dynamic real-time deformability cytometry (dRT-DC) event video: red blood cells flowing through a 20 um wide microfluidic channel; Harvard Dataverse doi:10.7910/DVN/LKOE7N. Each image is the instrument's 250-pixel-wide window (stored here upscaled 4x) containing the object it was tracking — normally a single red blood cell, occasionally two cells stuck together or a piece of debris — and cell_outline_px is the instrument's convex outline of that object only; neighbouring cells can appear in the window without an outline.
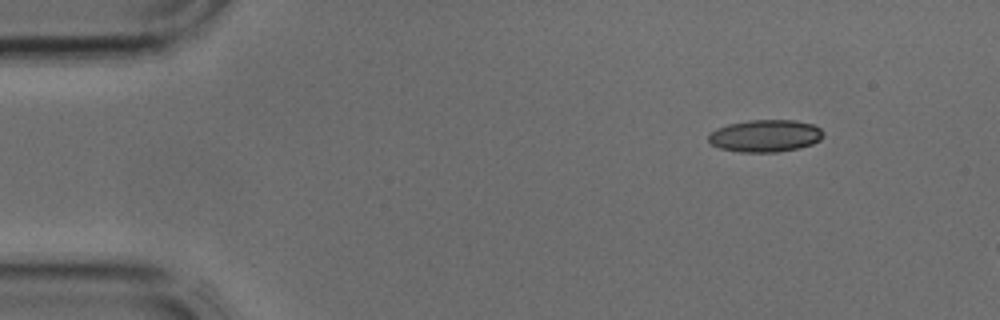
{"species": "common noctule bat (a hibernating species)", "species_latin": "Nyctalus noctula", "temperature_condition": "cold", "stored_images_in_passage": 4, "camera_frame_rate_fps": 3000, "um_per_image_px": 0.085, "animal": {"sex": "male", "body_mass_g": 17.9, "forearm_length_mm": 54.2}, "frame": {"image": 1, "passage_image": 4, "time_ms": 1.0, "image_size_px": [1000, 320], "cell_outline_px": [[824, 136], [820, 140], [812, 144], [800, 148], [776, 152], [740, 152], [720, 148], [712, 144], [708, 140], [708, 136], [716, 128], [728, 124], [748, 120], [796, 120], [812, 124], [820, 128], [824, 132]], "centroid_in_image_um": [65.07, 11.54], "position_along_channel_um": 19.9, "area_um2": 21.68}}